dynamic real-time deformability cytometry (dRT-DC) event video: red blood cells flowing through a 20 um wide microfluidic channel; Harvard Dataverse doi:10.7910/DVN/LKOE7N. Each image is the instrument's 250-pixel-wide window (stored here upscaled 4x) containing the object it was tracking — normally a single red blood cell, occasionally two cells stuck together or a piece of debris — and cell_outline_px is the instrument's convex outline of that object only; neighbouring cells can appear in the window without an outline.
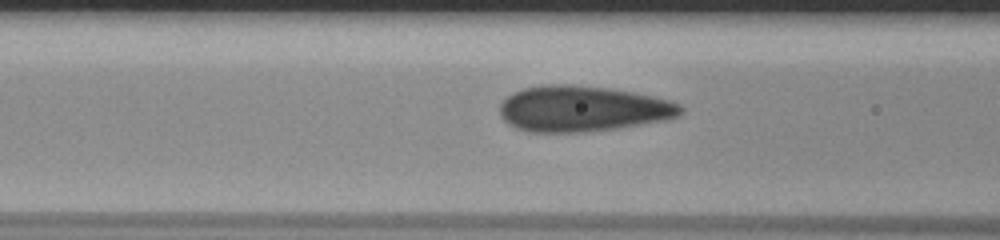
{"species": "human", "species_latin": "Homo sapiens", "temperature_condition": "room temperature", "stored_images_in_passage": 41, "camera_frame_rate_fps": 3000, "um_per_image_px": 0.085, "donor": {"sex": "male"}, "frame": {"image": 1, "passage_image": 15, "time_ms": 4.667, "image_size_px": [1000, 240], "cell_outline_px": [[684, 112], [680, 116], [664, 120], [592, 132], [528, 132], [516, 128], [508, 124], [500, 116], [500, 104], [512, 92], [524, 88], [540, 84], [572, 84], [608, 88], [632, 92], [652, 96], [668, 100], [680, 104], [684, 108]], "centroid_in_image_um": [49.5, 9.24], "position_along_channel_um": 117.1, "area_um2": 48.55}}
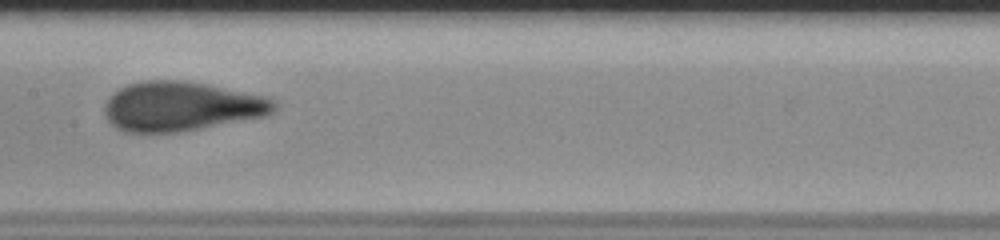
{"frame": {"image": 2, "passage_image": 21, "time_ms": 6.667, "image_size_px": [1000, 240], "cell_outline_px": [[276, 108], [272, 112], [264, 116], [180, 132], [124, 132], [116, 128], [108, 120], [104, 112], [104, 104], [120, 88], [128, 84], [140, 80], [184, 80], [264, 96], [272, 100], [276, 104]], "centroid_in_image_um": [15.36, 9.04], "position_along_channel_um": 192.0, "area_um2": 48.38}}
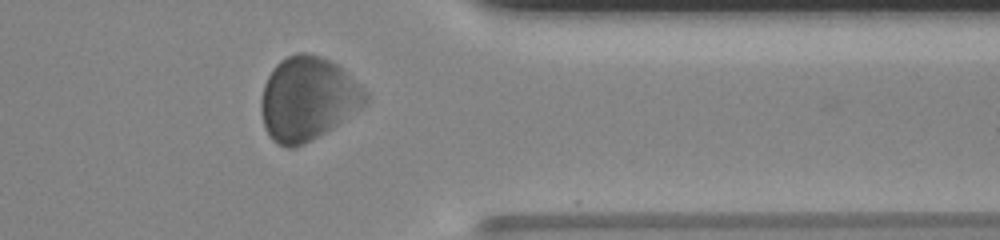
{"frame": {"image": 3, "passage_image": 37, "time_ms": 12.0, "image_size_px": [1000, 240], "cell_outline_px": [[368, 104], [332, 128], [304, 144], [292, 148], [288, 148], [276, 144], [272, 140], [264, 124], [260, 112], [260, 104], [264, 84], [268, 76], [276, 64], [280, 60], [288, 56], [300, 52], [304, 52], [320, 56], [332, 60], [364, 88], [368, 92]], "centroid_in_image_um": [26.17, 8.39], "position_along_channel_um": 385.2, "area_um2": 51.04}}